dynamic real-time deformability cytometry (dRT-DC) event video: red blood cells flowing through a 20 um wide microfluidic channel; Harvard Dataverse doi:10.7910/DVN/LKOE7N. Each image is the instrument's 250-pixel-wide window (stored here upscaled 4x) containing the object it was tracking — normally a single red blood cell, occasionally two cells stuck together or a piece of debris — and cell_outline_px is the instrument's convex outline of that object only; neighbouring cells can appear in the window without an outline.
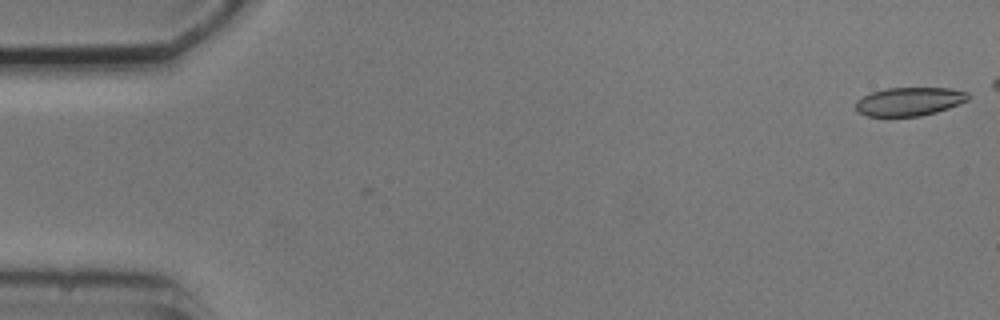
{"species": "common noctule bat (a hibernating species)", "species_latin": "Nyctalus noctula", "temperature_condition": "cold", "stored_images_in_passage": 4, "camera_frame_rate_fps": 3000, "um_per_image_px": 0.085, "animal": {"sex": "male", "body_mass_g": 20.5, "forearm_length_mm": 52.5}, "frame": {"image": 1, "passage_image": 1, "time_ms": 0.0, "image_size_px": [1000, 320], "cell_outline_px": [[972, 96], [968, 100], [948, 108], [936, 112], [920, 116], [868, 116], [856, 112], [856, 100], [872, 92], [888, 88], [952, 88], [968, 92]], "centroid_in_image_um": [77.32, 8.62], "position_along_channel_um": 7.7, "area_um2": 18.73}}